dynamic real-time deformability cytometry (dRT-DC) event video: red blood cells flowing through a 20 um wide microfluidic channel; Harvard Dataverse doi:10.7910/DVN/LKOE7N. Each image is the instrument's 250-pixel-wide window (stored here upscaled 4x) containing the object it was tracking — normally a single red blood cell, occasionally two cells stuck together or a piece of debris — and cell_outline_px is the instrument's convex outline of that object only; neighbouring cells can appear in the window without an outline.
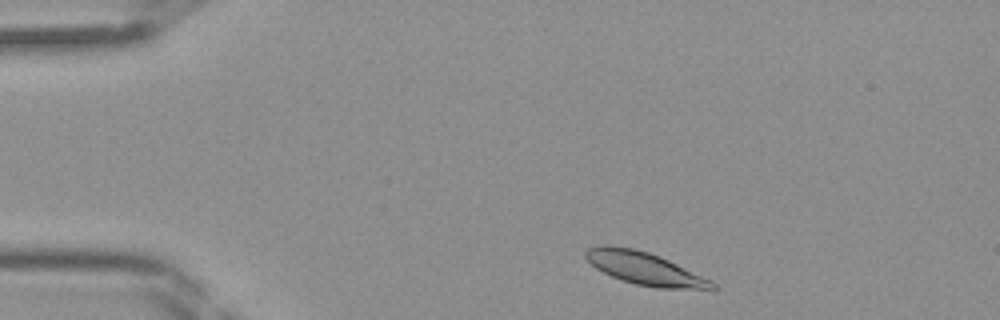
{"species": "Egyptian fruit bat (a non-hibernating species)", "species_latin": "Rousettus aegyptiacus", "temperature_condition": "room temperature", "stored_images_in_passage": 39, "camera_frame_rate_fps": 3000, "um_per_image_px": 0.085, "frame": {"image": 1, "passage_image": 2, "time_ms": 0.333, "image_size_px": [1000, 320], "cell_outline_px": [[716, 288], [712, 292], [656, 288], [636, 284], [612, 276], [596, 268], [584, 256], [584, 252], [588, 248], [600, 244], [608, 244], [632, 248], [648, 252], [668, 260], [712, 280], [716, 284]], "centroid_in_image_um": [54.9, 22.86], "position_along_channel_um": 30.1, "area_um2": 24.57}}
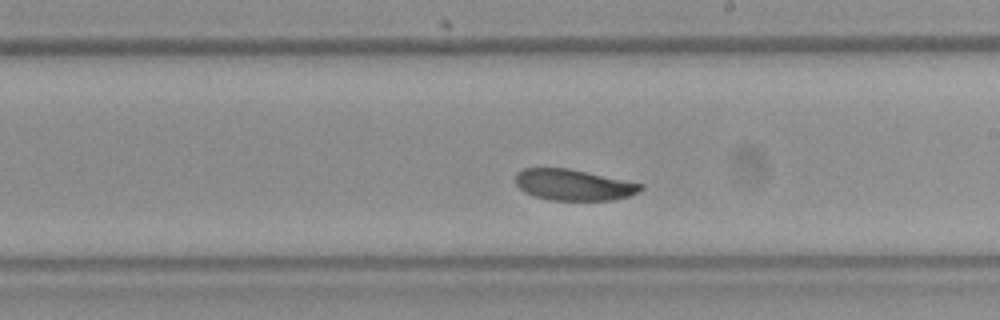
{"frame": {"image": 2, "passage_image": 20, "time_ms": 6.333, "image_size_px": [1000, 320], "cell_outline_px": [[644, 188], [640, 192], [628, 196], [612, 200], [552, 200], [536, 196], [524, 192], [516, 184], [516, 172], [524, 168], [568, 168], [644, 184]], "centroid_in_image_um": [48.77, 15.71], "position_along_channel_um": 240.2, "area_um2": 22.6}}
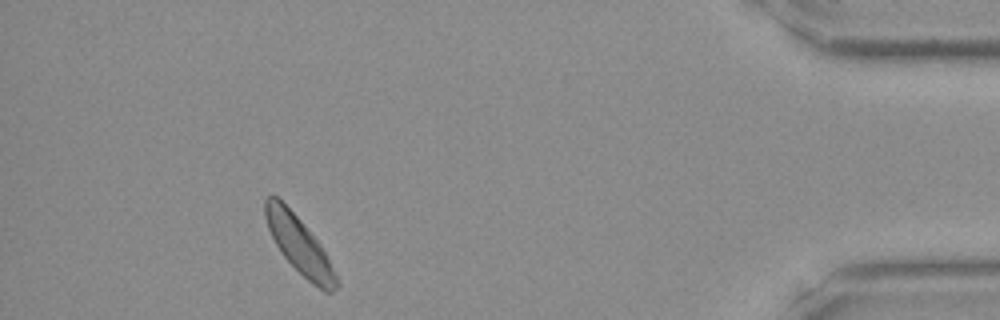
{"frame": {"image": 3, "passage_image": 35, "time_ms": 11.333, "image_size_px": [1000, 320], "cell_outline_px": [[340, 284], [332, 292], [324, 292], [312, 284], [284, 256], [276, 244], [268, 228], [264, 216], [264, 200], [268, 196], [276, 196], [304, 224], [320, 244]], "centroid_in_image_um": [25.42, 20.84], "position_along_channel_um": 409.8, "area_um2": 22.89}}